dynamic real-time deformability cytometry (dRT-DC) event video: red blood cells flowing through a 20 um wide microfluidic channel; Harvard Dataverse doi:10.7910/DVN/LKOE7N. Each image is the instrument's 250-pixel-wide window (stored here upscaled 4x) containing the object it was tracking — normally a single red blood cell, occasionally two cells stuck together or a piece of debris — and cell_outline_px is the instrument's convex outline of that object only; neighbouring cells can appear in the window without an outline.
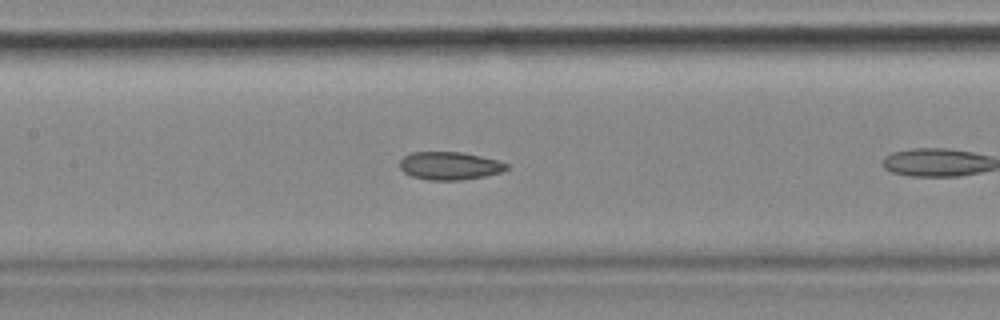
{"species": "common noctule bat (a hibernating species)", "species_latin": "Nyctalus noctula", "temperature_condition": "cold", "stored_images_in_passage": 16, "camera_frame_rate_fps": 3000, "um_per_image_px": 0.085, "animal": {"sex": "female", "body_mass_g": 18.4}, "frame": {"image": 1, "passage_image": 12, "time_ms": 3.667, "image_size_px": [1000, 320], "cell_outline_px": [[508, 168], [500, 172], [484, 176], [460, 180], [428, 180], [412, 176], [404, 172], [400, 168], [400, 160], [404, 156], [412, 152], [460, 152], [480, 156], [496, 160], [508, 164]], "centroid_in_image_um": [38.19, 14.09], "position_along_channel_um": 169.2, "area_um2": 17.22}}